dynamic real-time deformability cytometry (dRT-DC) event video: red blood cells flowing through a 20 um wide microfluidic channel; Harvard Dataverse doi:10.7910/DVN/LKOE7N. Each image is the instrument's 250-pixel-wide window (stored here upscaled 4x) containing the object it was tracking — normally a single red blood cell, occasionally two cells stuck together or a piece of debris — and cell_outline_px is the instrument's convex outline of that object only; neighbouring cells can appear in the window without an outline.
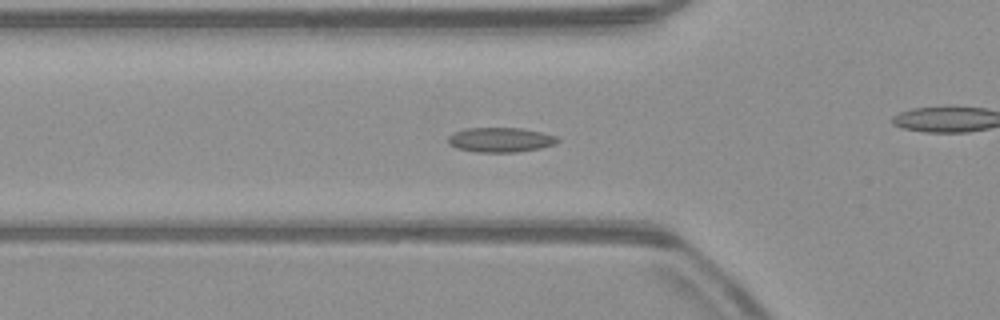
{"species": "common noctule bat (a hibernating species)", "species_latin": "Nyctalus noctula", "temperature_condition": "warm", "stored_images_in_passage": 55, "camera_frame_rate_fps": 3000, "um_per_image_px": 0.085, "animal": {"sex": "male", "body_mass_g": 23.1, "forearm_length_mm": 52.7}, "frame": {"image": 1, "passage_image": 19, "time_ms": 6.0, "image_size_px": [1000, 320], "cell_outline_px": [[560, 140], [556, 144], [540, 148], [516, 152], [476, 152], [456, 148], [448, 144], [448, 136], [456, 132], [468, 128], [520, 128], [540, 132], [556, 136]], "centroid_in_image_um": [42.54, 11.89], "position_along_channel_um": 83.3, "area_um2": 15.66}}
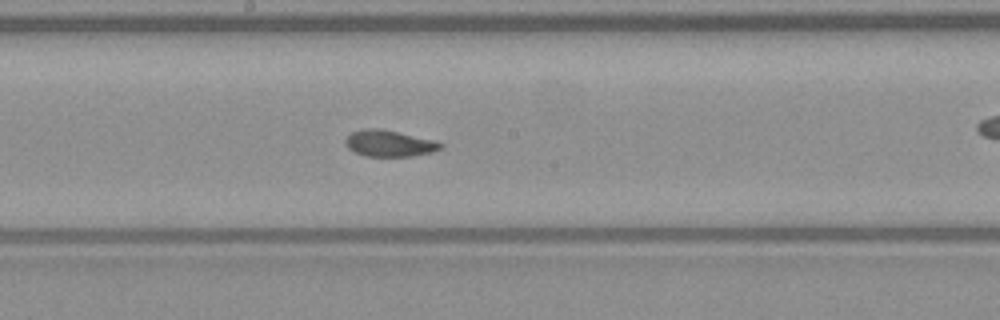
{"frame": {"image": 2, "passage_image": 29, "time_ms": 9.333, "image_size_px": [1000, 320], "cell_outline_px": [[444, 148], [432, 152], [412, 156], [364, 156], [348, 148], [344, 140], [352, 132], [364, 128], [376, 128], [436, 140], [444, 144]], "centroid_in_image_um": [33.12, 12.19], "position_along_channel_um": 215.1, "area_um2": 14.57}}
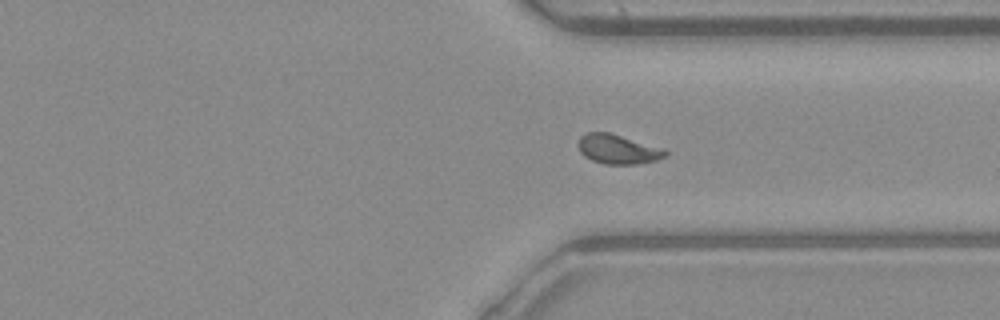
{"frame": {"image": 3, "passage_image": 40, "time_ms": 13.0, "image_size_px": [1000, 320], "cell_outline_px": [[668, 156], [656, 160], [636, 164], [604, 164], [592, 160], [584, 156], [580, 152], [580, 136], [588, 132], [608, 132], [664, 148], [668, 152]], "centroid_in_image_um": [52.56, 12.69], "position_along_channel_um": 358.8, "area_um2": 14.85}, "authors_computed_cell_mechanics": {"area_um2": 15.0858, "velocity_mm_per_s": 3.9223, "shape_relaxation_time_tau1_ms": 5.5986, "shape_relaxation_time_tau2_ms": 1.3831, "deformation_change_tau1": 0.1368, "deformation_change_tau2": 0.0562}}